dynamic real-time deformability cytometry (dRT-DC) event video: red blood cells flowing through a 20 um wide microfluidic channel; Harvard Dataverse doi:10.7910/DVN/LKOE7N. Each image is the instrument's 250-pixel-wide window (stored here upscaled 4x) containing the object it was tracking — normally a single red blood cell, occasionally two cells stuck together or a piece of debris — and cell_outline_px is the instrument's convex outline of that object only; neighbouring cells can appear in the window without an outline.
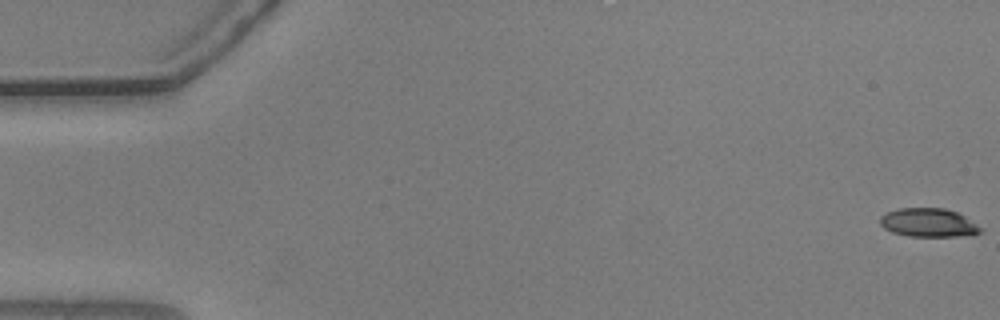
{"species": "common noctule bat (a hibernating species)", "species_latin": "Nyctalus noctula", "temperature_condition": "warm", "stored_images_in_passage": 11, "camera_frame_rate_fps": 3000, "um_per_image_px": 0.085, "animal": {"sex": "male", "body_mass_g": 20.5, "forearm_length_mm": 52.5}, "frame": {"image": 1, "passage_image": 1, "time_ms": 0.0, "image_size_px": [1000, 320], "cell_outline_px": [[984, 228], [980, 232], [972, 236], [908, 236], [892, 232], [884, 228], [880, 224], [880, 216], [896, 208], [944, 208], [956, 212], [964, 216]], "centroid_in_image_um": [78.94, 18.93], "position_along_channel_um": 6.1, "area_um2": 16.88}}